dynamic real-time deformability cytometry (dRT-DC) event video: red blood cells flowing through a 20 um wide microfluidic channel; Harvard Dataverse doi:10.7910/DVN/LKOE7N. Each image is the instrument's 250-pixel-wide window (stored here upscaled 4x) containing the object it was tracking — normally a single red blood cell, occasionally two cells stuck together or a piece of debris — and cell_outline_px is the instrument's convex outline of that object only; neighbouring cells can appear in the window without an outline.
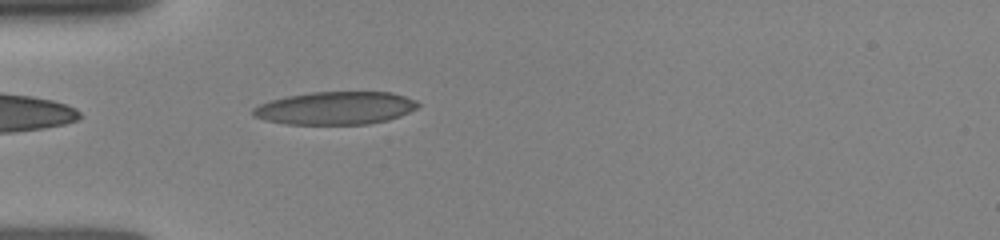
{"species": "human", "species_latin": "Homo sapiens", "temperature_condition": "room temperature", "stored_images_in_passage": 4, "camera_frame_rate_fps": 3000, "um_per_image_px": 0.085, "donor": {"sex": "female"}, "frame": {"image": 1, "passage_image": 1, "time_ms": 0.0, "image_size_px": [1000, 240], "cell_outline_px": [[420, 104], [416, 108], [400, 116], [388, 120], [368, 124], [284, 124], [264, 120], [252, 116], [252, 108], [260, 104], [272, 100], [288, 96], [312, 92], [392, 92], [416, 100]], "centroid_in_image_um": [28.5, 9.19], "position_along_channel_um": 56.5, "area_um2": 31.62}}
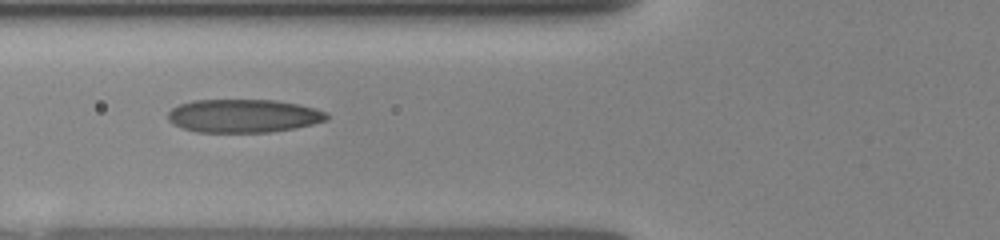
{"frame": {"image": 2, "passage_image": 3, "time_ms": 1.333, "image_size_px": [1000, 240], "cell_outline_px": [[328, 120], [296, 128], [272, 132], [196, 132], [172, 124], [168, 120], [168, 112], [172, 108], [180, 104], [192, 100], [276, 100], [300, 104], [328, 112]], "centroid_in_image_um": [20.71, 9.85], "position_along_channel_um": 105.1, "area_um2": 31.04}}